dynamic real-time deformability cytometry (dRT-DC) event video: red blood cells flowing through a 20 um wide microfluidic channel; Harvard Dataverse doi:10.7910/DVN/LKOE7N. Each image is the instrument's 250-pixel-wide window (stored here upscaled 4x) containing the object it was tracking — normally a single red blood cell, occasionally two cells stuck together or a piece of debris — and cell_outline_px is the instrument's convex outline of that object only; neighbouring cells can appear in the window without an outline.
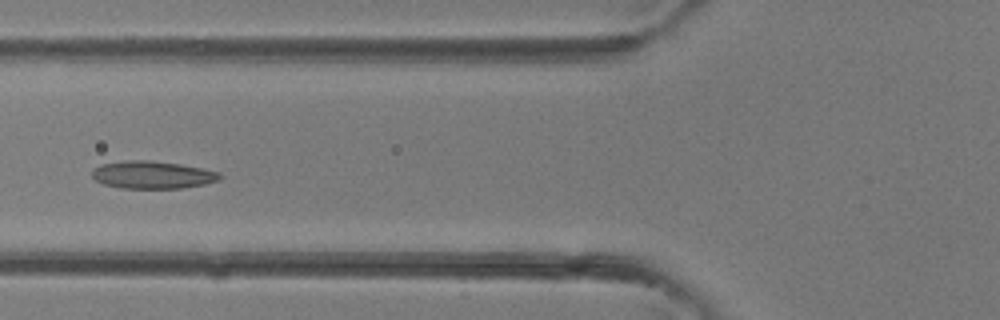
{"species": "common noctule bat (a hibernating species)", "species_latin": "Nyctalus noctula", "temperature_condition": "room temperature", "stored_images_in_passage": 42, "camera_frame_rate_fps": 3000, "um_per_image_px": 0.085, "animal": {"sex": "female"}, "frame": {"image": 1, "passage_image": 17, "time_ms": 5.333, "image_size_px": [1000, 320], "cell_outline_px": [[224, 176], [220, 180], [204, 184], [180, 188], [120, 188], [104, 184], [96, 180], [92, 176], [92, 172], [100, 164], [124, 160], [148, 160], [180, 164], [204, 168], [220, 172]], "centroid_in_image_um": [13.0, 14.85], "position_along_channel_um": 112.8, "area_um2": 20.63}}
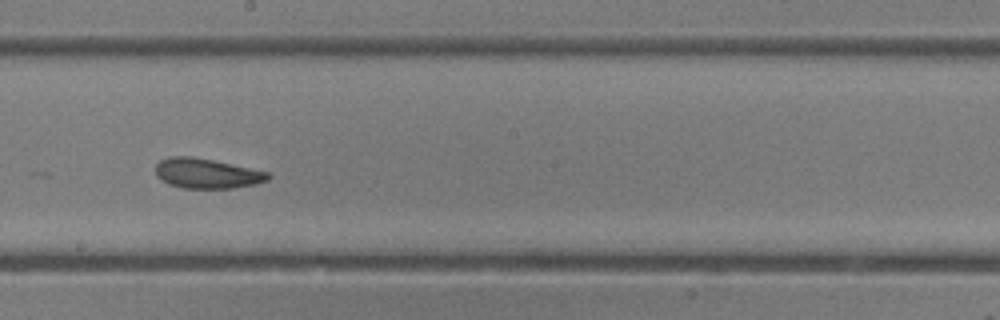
{"frame": {"image": 2, "passage_image": 24, "time_ms": 7.667, "image_size_px": [1000, 320], "cell_outline_px": [[272, 176], [268, 180], [256, 184], [232, 188], [180, 188], [168, 184], [156, 176], [156, 164], [160, 160], [168, 156], [192, 156], [212, 160], [268, 172]], "centroid_in_image_um": [17.55, 14.74], "position_along_channel_um": 230.7, "area_um2": 19.65}}
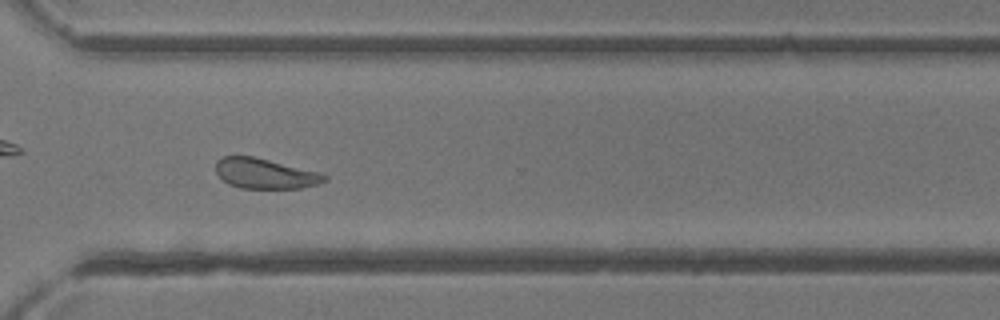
{"frame": {"image": 3, "passage_image": 31, "time_ms": 10.0, "image_size_px": [1000, 320], "cell_outline_px": [[328, 180], [316, 184], [300, 188], [240, 188], [228, 184], [216, 172], [216, 160], [224, 156], [252, 156], [320, 172], [328, 176]], "centroid_in_image_um": [22.53, 14.75], "position_along_channel_um": 348.1, "area_um2": 19.02}}